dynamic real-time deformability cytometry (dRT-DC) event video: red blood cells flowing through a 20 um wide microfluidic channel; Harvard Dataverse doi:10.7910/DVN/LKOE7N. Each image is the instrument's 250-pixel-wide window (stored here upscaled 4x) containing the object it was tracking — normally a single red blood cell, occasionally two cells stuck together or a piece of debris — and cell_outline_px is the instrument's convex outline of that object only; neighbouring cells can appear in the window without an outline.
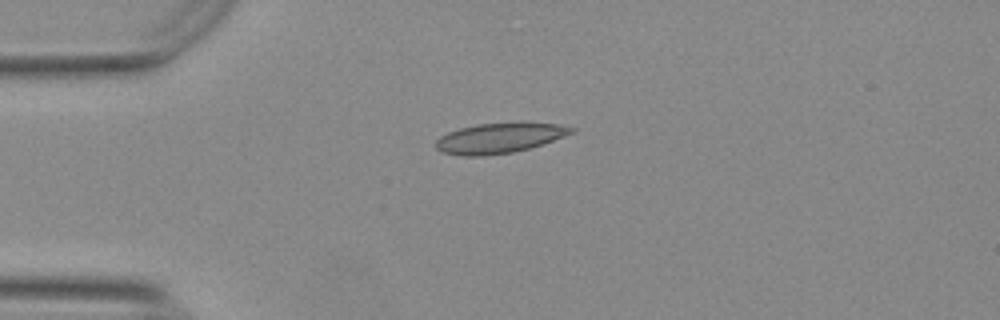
{"species": "Egyptian fruit bat (a non-hibernating species)", "species_latin": "Rousettus aegyptiacus", "temperature_condition": "warm", "stored_images_in_passage": 42, "camera_frame_rate_fps": 3000, "um_per_image_px": 0.085, "animal": {"sex": "female"}, "frame": {"image": 1, "passage_image": 1, "time_ms": 0.0, "image_size_px": [1000, 320], "cell_outline_px": [[576, 132], [528, 148], [512, 152], [480, 156], [464, 156], [440, 152], [436, 148], [436, 140], [440, 136], [448, 132], [460, 128], [476, 124], [520, 120], [524, 120], [556, 124], [576, 128]], "centroid_in_image_um": [42.46, 11.69], "position_along_channel_um": 42.5, "area_um2": 24.33}}
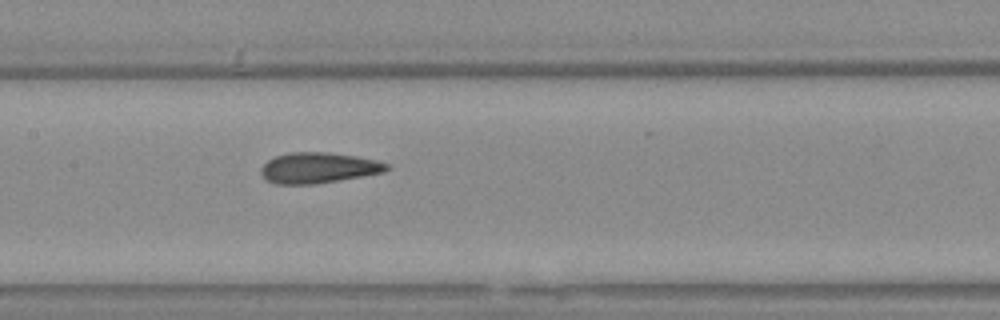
{"frame": {"image": 2, "passage_image": 14, "time_ms": 4.333, "image_size_px": [1000, 320], "cell_outline_px": [[392, 168], [384, 172], [340, 180], [316, 184], [276, 184], [268, 180], [260, 172], [260, 168], [268, 160], [276, 156], [288, 152], [328, 152], [356, 156], [376, 160], [388, 164]], "centroid_in_image_um": [27.08, 14.26], "position_along_channel_um": 180.3, "area_um2": 22.48}}
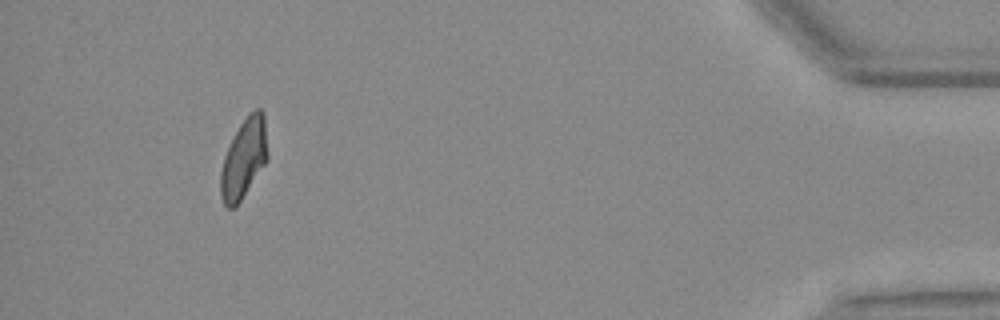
{"frame": {"image": 3, "passage_image": 38, "time_ms": 12.333, "image_size_px": [1000, 320], "cell_outline_px": [[268, 160], [240, 200], [232, 208], [228, 208], [224, 204], [220, 196], [220, 172], [224, 156], [240, 124], [256, 108], [260, 108], [264, 112], [268, 152]], "centroid_in_image_um": [20.74, 13.47], "position_along_channel_um": 414.5, "area_um2": 21.5}, "authors_computed_cell_mechanics": {"area_um2": 22.3108, "velocity_mm_per_s": 3.7592, "shape_relaxation_time_tau1_ms": null, "shape_relaxation_time_tau2_ms": 1.4877, "deformation_change_tau1": null, "deformation_change_tau2": 0.0833}}